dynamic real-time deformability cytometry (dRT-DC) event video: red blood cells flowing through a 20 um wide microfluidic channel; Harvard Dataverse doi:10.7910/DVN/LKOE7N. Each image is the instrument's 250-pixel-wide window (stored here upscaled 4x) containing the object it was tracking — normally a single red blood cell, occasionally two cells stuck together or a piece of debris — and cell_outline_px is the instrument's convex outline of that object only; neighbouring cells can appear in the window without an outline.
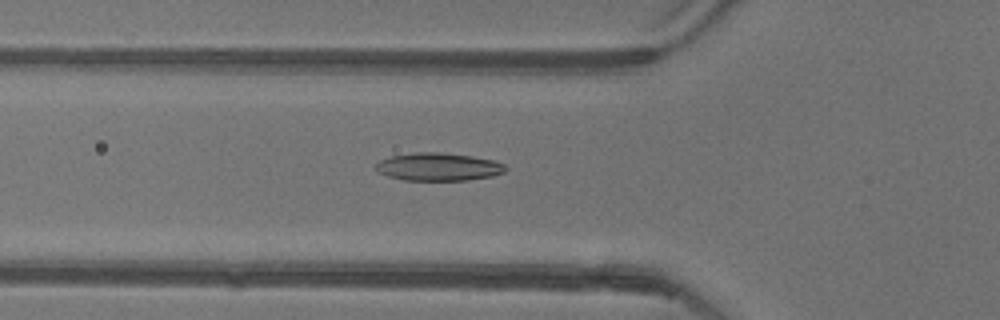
{"species": "common noctule bat (a hibernating species)", "species_latin": "Nyctalus noctula", "temperature_condition": "warm", "stored_images_in_passage": 42, "camera_frame_rate_fps": 3000, "um_per_image_px": 0.085, "animal": {"sex": "female"}, "frame": {"image": 1, "passage_image": 12, "time_ms": 3.667, "image_size_px": [1000, 320], "cell_outline_px": [[508, 168], [504, 172], [492, 176], [468, 180], [404, 180], [388, 176], [380, 172], [376, 168], [376, 164], [380, 160], [388, 156], [416, 152], [436, 152], [472, 156], [492, 160], [504, 164]], "centroid_in_image_um": [37.26, 14.18], "position_along_channel_um": 88.5, "area_um2": 20.98}}
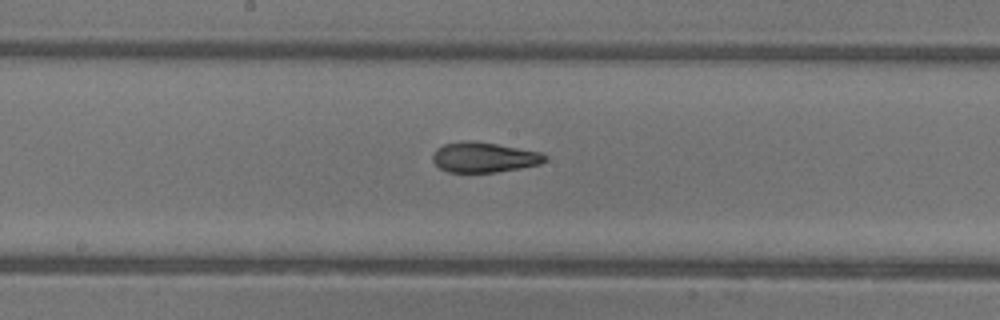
{"frame": {"image": 2, "passage_image": 21, "time_ms": 6.667, "image_size_px": [1000, 320], "cell_outline_px": [[548, 160], [540, 164], [520, 168], [496, 172], [448, 172], [440, 168], [432, 160], [432, 156], [436, 148], [444, 144], [464, 140], [472, 140], [496, 144], [540, 152], [548, 156]], "centroid_in_image_um": [41.14, 13.37], "position_along_channel_um": 207.1, "area_um2": 19.77}}
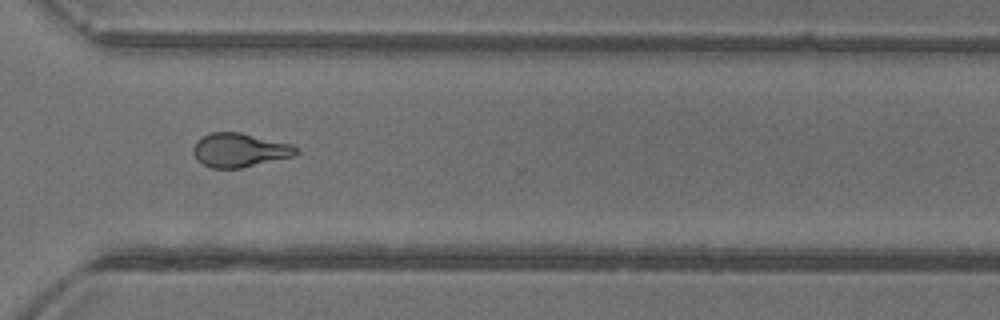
{"frame": {"image": 3, "passage_image": 32, "time_ms": 10.333, "image_size_px": [1000, 320], "cell_outline_px": [[300, 152], [296, 156], [240, 168], [212, 168], [196, 160], [192, 152], [192, 148], [196, 140], [212, 132], [240, 132], [292, 144]], "centroid_in_image_um": [20.37, 12.76], "position_along_channel_um": 350.2, "area_um2": 20.46}, "authors_computed_cell_mechanics": {"area_um2": 20.0566, "velocity_mm_per_s": 3.9136, "shape_relaxation_time_tau1_ms": 6.5102, "shape_relaxation_time_tau2_ms": 1.9403, "deformation_change_tau1": 0.2125, "deformation_change_tau2": 0.1019}}